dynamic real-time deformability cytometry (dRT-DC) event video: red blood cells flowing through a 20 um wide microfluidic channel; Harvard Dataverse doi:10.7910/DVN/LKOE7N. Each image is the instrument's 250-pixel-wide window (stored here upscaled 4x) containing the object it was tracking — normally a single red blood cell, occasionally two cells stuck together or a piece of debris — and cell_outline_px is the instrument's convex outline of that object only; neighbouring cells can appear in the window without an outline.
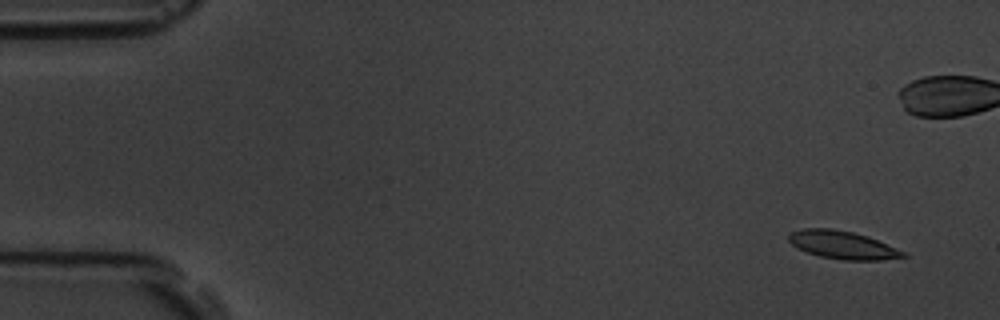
{"species": "common noctule bat (a hibernating species)", "species_latin": "Nyctalus noctula", "temperature_condition": "room temperature", "stored_images_in_passage": 6, "camera_frame_rate_fps": 3000, "um_per_image_px": 0.085, "animal": {"sex": "male", "body_mass_g": 19.5, "forearm_length_mm": 54.6}, "frame": {"image": 1, "passage_image": 1, "time_ms": 0.0, "image_size_px": [1000, 320], "cell_outline_px": [[908, 256], [880, 260], [844, 260], [820, 256], [796, 248], [788, 240], [788, 232], [804, 228], [832, 228], [852, 232], [868, 236], [908, 252]], "centroid_in_image_um": [71.63, 20.81], "position_along_channel_um": 13.4, "area_um2": 18.84}}
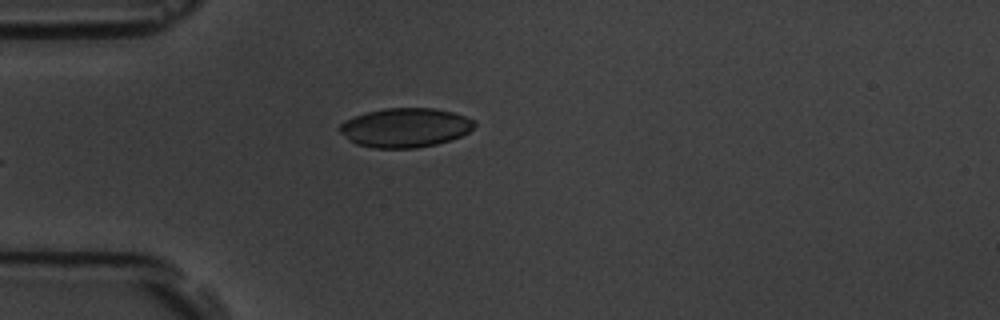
{"frame": {"image": 2, "passage_image": 6, "time_ms": 5.667, "image_size_px": [1000, 320], "cell_outline_px": [[476, 124], [468, 132], [460, 136], [436, 144], [416, 148], [376, 148], [356, 144], [348, 140], [340, 132], [340, 124], [344, 120], [368, 112], [384, 108], [436, 108], [452, 112], [476, 120]], "centroid_in_image_um": [34.44, 10.85], "position_along_channel_um": 50.6, "area_um2": 30.69}}